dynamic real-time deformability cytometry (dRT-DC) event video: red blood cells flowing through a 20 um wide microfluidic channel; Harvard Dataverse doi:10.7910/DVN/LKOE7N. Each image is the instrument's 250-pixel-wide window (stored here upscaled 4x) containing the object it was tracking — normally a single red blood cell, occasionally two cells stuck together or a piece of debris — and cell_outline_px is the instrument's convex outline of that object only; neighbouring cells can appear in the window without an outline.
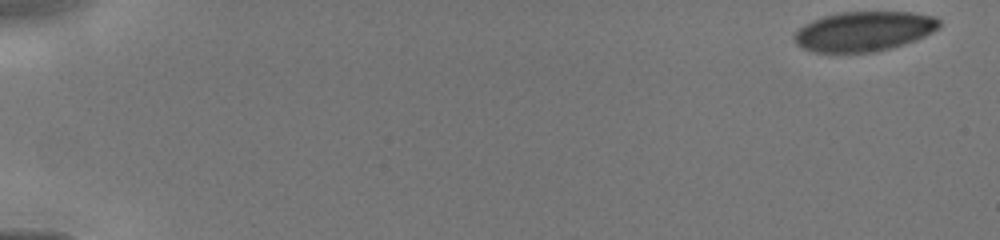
{"species": "human", "species_latin": "Homo sapiens", "temperature_condition": "cold", "stored_images_in_passage": 17, "camera_frame_rate_fps": 3000, "um_per_image_px": 0.085, "donor": {"sex": "male"}, "frame": {"image": 1, "passage_image": 1, "time_ms": 0.0, "image_size_px": [1000, 240], "cell_outline_px": [[940, 28], [916, 40], [892, 48], [876, 52], [812, 52], [800, 48], [796, 44], [796, 32], [804, 24], [812, 20], [824, 16], [840, 12], [912, 12], [936, 16], [940, 20]], "centroid_in_image_um": [73.47, 2.66], "position_along_channel_um": 11.5, "area_um2": 33.76}}
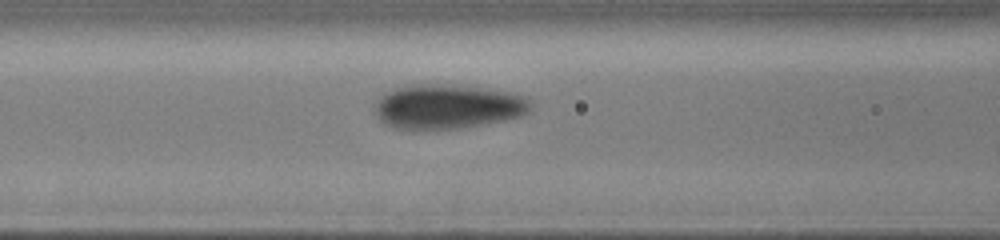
{"frame": {"image": 2, "passage_image": 15, "time_ms": 6.333, "image_size_px": [1000, 240], "cell_outline_px": [[532, 104], [528, 112], [520, 116], [504, 120], [484, 124], [460, 128], [420, 132], [412, 132], [392, 128], [384, 124], [380, 120], [372, 104], [384, 92], [392, 88], [412, 84], [444, 84], [484, 88], [512, 92], [528, 96]], "centroid_in_image_um": [37.98, 9.08], "position_along_channel_um": 128.6, "area_um2": 41.73}}
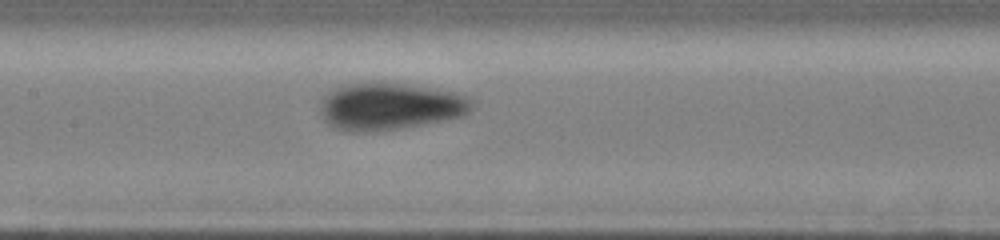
{"frame": {"image": 3, "passage_image": 17, "time_ms": 7.333, "image_size_px": [1000, 240], "cell_outline_px": [[476, 104], [464, 116], [444, 120], [400, 128], [376, 132], [344, 132], [328, 124], [320, 116], [320, 100], [328, 92], [344, 84], [380, 80], [408, 84], [460, 92], [472, 96]], "centroid_in_image_um": [33.16, 9.01], "position_along_channel_um": 174.2, "area_um2": 43.06}}